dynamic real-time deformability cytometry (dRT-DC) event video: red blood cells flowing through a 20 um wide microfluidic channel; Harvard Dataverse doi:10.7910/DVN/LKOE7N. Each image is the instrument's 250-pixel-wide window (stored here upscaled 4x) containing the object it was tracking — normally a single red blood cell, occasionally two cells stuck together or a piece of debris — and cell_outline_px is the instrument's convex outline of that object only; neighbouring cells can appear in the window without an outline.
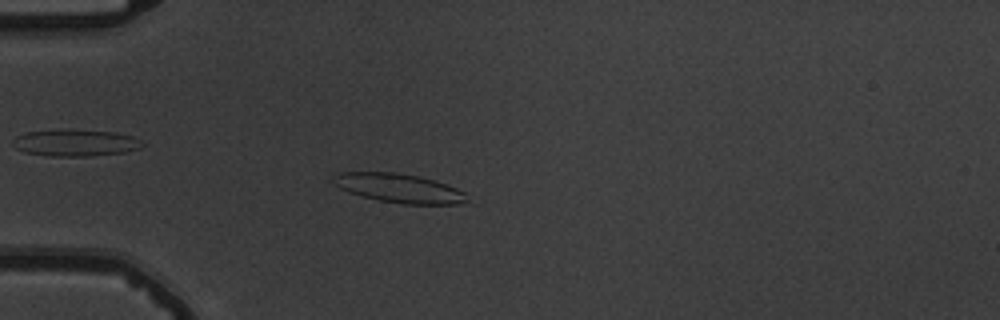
{"species": "common noctule bat (a hibernating species)", "species_latin": "Nyctalus noctula", "temperature_condition": "warm", "stored_images_in_passage": 55, "camera_frame_rate_fps": 3000, "um_per_image_px": 0.085, "animal": {"sex": "male", "body_mass_g": 19.5, "forearm_length_mm": 54.6}, "frame": {"image": 1, "passage_image": 16, "time_ms": 5.0, "image_size_px": [1000, 320], "cell_outline_px": [[472, 204], [400, 204], [380, 200], [348, 192], [340, 188], [332, 180], [332, 176], [340, 172], [396, 172], [420, 176], [436, 180], [448, 184], [464, 192]], "centroid_in_image_um": [34.0, 15.99], "position_along_channel_um": 51.0, "area_um2": 22.89}}
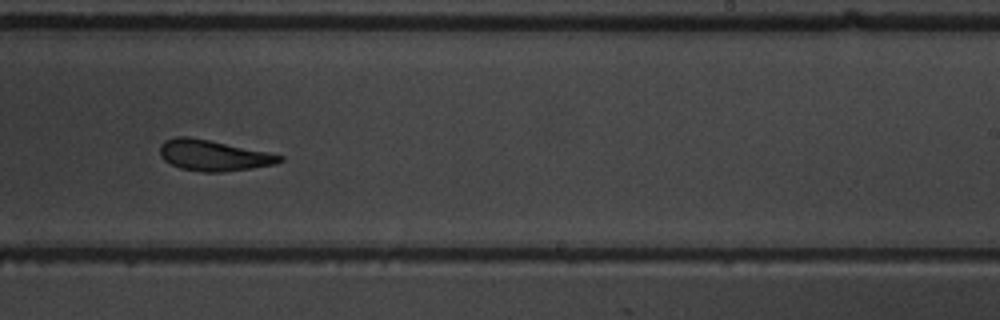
{"frame": {"image": 2, "passage_image": 35, "time_ms": 11.333, "image_size_px": [1000, 320], "cell_outline_px": [[284, 160], [276, 164], [252, 168], [220, 172], [204, 172], [180, 168], [164, 160], [160, 156], [160, 144], [164, 140], [176, 136], [188, 136], [268, 152], [284, 156]], "centroid_in_image_um": [18.13, 13.21], "position_along_channel_um": 270.9, "area_um2": 21.44}}
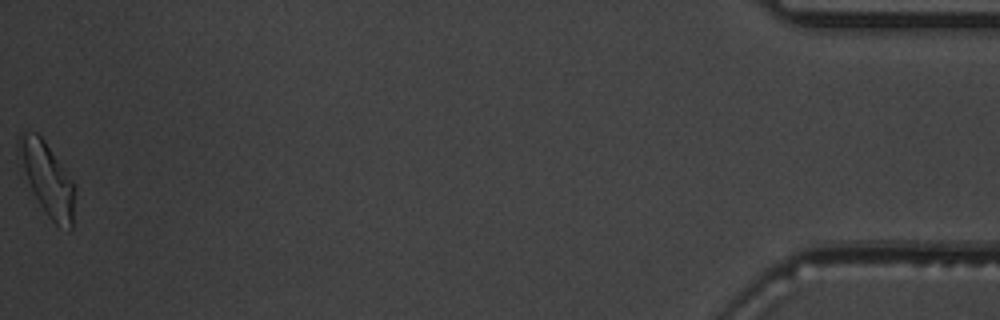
{"frame": {"image": 3, "passage_image": 55, "time_ms": 18.0, "image_size_px": [1000, 320], "cell_outline_px": [[76, 184], [72, 228], [68, 232], [56, 224], [48, 216], [40, 204], [28, 180], [16, 144], [16, 140], [24, 132], [36, 132], [44, 140]], "centroid_in_image_um": [4.08, 15.23], "position_along_channel_um": 431.1, "area_um2": 23.29}, "authors_computed_cell_mechanics": {"area_um2": 22.4842, "velocity_mm_per_s": 3.7438, "shape_relaxation_time_tau1_ms": 3.8208, "shape_relaxation_time_tau2_ms": 2.3474, "deformation_change_tau1": 0.1554, "deformation_change_tau2": 0.1241}}